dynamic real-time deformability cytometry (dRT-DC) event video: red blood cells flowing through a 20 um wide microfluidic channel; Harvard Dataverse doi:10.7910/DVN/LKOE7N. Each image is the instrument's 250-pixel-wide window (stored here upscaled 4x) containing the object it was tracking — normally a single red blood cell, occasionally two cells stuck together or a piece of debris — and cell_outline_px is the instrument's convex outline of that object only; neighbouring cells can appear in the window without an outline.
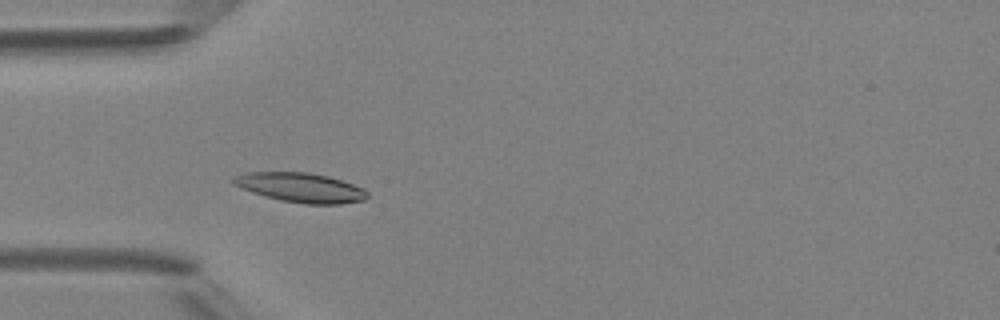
{"species": "Egyptian fruit bat (a non-hibernating species)", "species_latin": "Rousettus aegyptiacus", "temperature_condition": "room temperature", "stored_images_in_passage": 2, "camera_frame_rate_fps": 3000, "um_per_image_px": 0.085, "animal": {"sex": "female"}, "frame": {"image": 1, "passage_image": 2, "time_ms": 1.0, "image_size_px": [1000, 320], "cell_outline_px": [[368, 196], [364, 200], [340, 204], [304, 204], [280, 200], [264, 196], [252, 192], [232, 184], [232, 176], [248, 172], [308, 172], [328, 176], [364, 188], [368, 192]], "centroid_in_image_um": [25.54, 15.94], "position_along_channel_um": 59.5, "area_um2": 23.06}}